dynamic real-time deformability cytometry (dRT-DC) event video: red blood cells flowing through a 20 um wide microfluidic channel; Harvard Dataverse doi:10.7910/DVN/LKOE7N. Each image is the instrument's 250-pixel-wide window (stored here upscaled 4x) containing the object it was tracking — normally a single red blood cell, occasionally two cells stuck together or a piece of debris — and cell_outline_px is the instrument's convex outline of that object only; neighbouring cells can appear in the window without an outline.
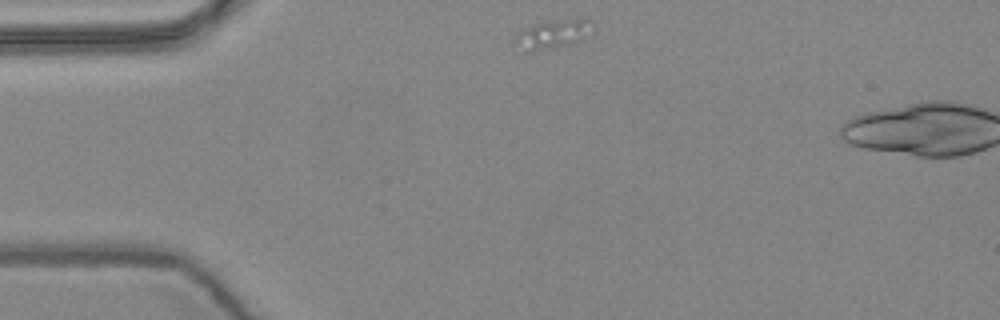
{"species": "common noctule bat (a hibernating species)", "species_latin": "Nyctalus noctula", "temperature_condition": "warm", "stored_images_in_passage": 2, "camera_frame_rate_fps": 3000, "um_per_image_px": 0.085, "animal": {"sex": "female", "body_mass_g": 24.6, "forearm_length_mm": 56.2}, "frame": {"image": 1, "passage_image": 1, "time_ms": 0.0, "image_size_px": [1000, 320], "cell_outline_px": [[596, 28], [584, 40], [528, 52], [524, 52], [512, 44], [512, 40], [520, 32], [536, 24], [580, 16], [588, 20]], "centroid_in_image_um": [47.04, 2.89], "position_along_channel_um": 38.0, "area_um2": 13.12}}